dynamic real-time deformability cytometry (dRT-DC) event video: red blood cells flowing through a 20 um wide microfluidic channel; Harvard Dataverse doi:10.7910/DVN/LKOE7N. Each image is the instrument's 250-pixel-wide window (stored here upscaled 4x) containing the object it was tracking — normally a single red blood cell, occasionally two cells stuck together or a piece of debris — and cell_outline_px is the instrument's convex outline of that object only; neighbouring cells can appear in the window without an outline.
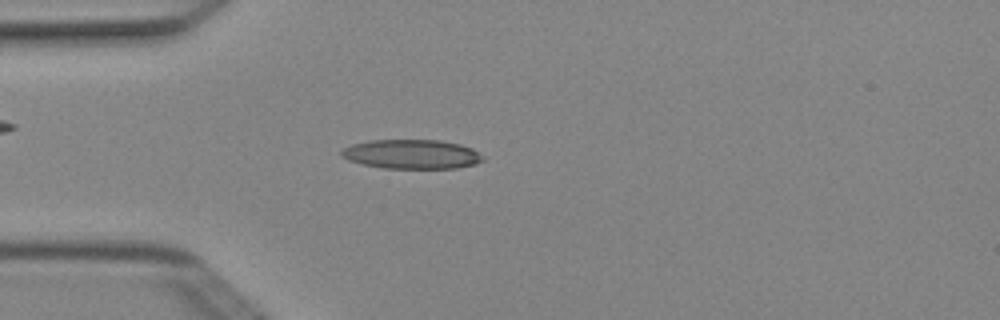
{"species": "Egyptian fruit bat (a non-hibernating species)", "species_latin": "Rousettus aegyptiacus", "temperature_condition": "cold", "stored_images_in_passage": 2, "camera_frame_rate_fps": 3000, "um_per_image_px": 0.085, "animal": {"sex": "female"}, "frame": {"image": 1, "passage_image": 2, "time_ms": 0.333, "image_size_px": [1000, 320], "cell_outline_px": [[484, 160], [476, 164], [456, 168], [384, 168], [364, 164], [348, 160], [340, 156], [340, 152], [344, 148], [352, 144], [368, 140], [440, 140], [460, 144], [472, 148]], "centroid_in_image_um": [34.96, 13.1], "position_along_channel_um": 50.0, "area_um2": 24.04}}